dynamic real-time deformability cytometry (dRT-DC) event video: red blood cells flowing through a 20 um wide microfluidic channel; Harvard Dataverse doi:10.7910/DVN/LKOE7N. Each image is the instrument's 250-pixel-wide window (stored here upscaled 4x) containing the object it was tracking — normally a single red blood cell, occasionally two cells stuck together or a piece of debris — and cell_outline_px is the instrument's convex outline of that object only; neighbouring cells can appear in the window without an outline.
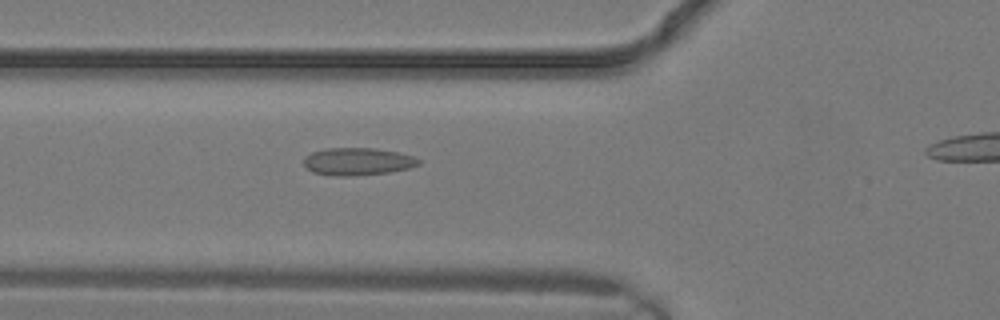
{"species": "common noctule bat (a hibernating species)", "species_latin": "Nyctalus noctula", "temperature_condition": "warm", "stored_images_in_passage": 4, "camera_frame_rate_fps": 3000, "um_per_image_px": 0.085, "animal": {"sex": "male", "body_mass_g": 19.2, "forearm_length_mm": 51.8}, "frame": {"image": 1, "passage_image": 3, "time_ms": 0.667, "image_size_px": [1000, 320], "cell_outline_px": [[420, 164], [408, 168], [388, 172], [352, 176], [332, 176], [312, 172], [304, 164], [304, 156], [312, 152], [328, 148], [376, 148], [416, 156], [420, 160]], "centroid_in_image_um": [30.4, 13.73], "position_along_channel_um": 95.4, "area_um2": 18.44}}